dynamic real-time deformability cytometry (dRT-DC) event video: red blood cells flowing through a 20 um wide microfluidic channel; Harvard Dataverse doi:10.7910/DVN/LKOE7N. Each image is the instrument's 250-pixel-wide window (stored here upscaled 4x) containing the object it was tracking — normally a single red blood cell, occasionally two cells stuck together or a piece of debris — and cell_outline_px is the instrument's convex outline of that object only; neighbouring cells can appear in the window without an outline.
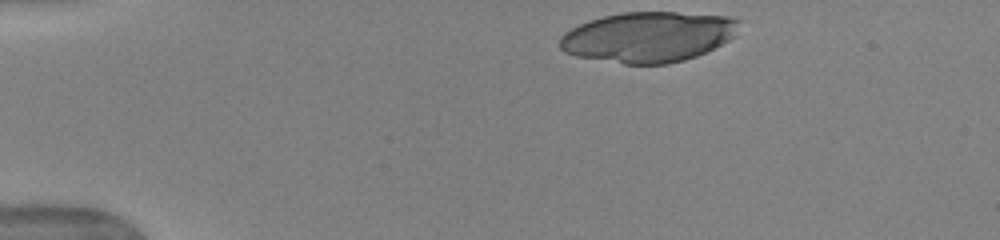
{"species": "human", "species_latin": "Homo sapiens", "temperature_condition": "warm", "stored_images_in_passage": 27, "camera_frame_rate_fps": 3000, "um_per_image_px": 0.085, "donor": {"sex": "female"}, "frame": {"image": 1, "passage_image": 1, "time_ms": 0.0, "image_size_px": [1000, 240], "cell_outline_px": [[740, 20], [736, 36], [696, 56], [684, 60], [668, 64], [624, 64], [576, 56], [564, 52], [560, 48], [560, 36], [564, 32], [588, 20], [620, 12], [676, 12], [728, 16]], "centroid_in_image_um": [55.09, 3.13], "position_along_channel_um": 29.9, "area_um2": 52.71}}
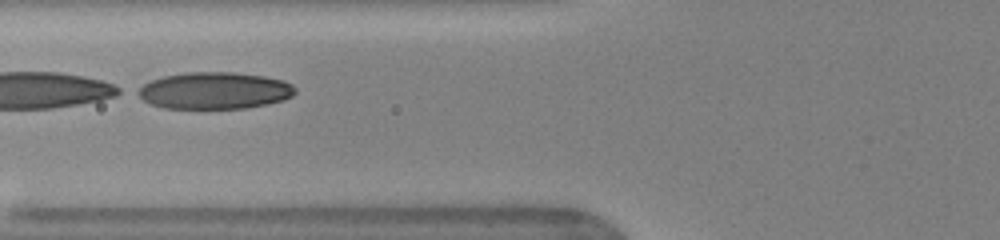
{"frame": {"image": 2, "passage_image": 13, "time_ms": 4.0, "image_size_px": [1000, 240], "cell_outline_px": [[296, 92], [292, 96], [284, 100], [268, 104], [244, 108], [164, 108], [152, 104], [144, 100], [132, 92], [136, 88], [152, 80], [164, 76], [184, 72], [232, 72], [264, 76], [284, 80], [292, 84], [296, 88]], "centroid_in_image_um": [18.22, 7.69], "position_along_channel_um": 107.6, "area_um2": 34.04}}